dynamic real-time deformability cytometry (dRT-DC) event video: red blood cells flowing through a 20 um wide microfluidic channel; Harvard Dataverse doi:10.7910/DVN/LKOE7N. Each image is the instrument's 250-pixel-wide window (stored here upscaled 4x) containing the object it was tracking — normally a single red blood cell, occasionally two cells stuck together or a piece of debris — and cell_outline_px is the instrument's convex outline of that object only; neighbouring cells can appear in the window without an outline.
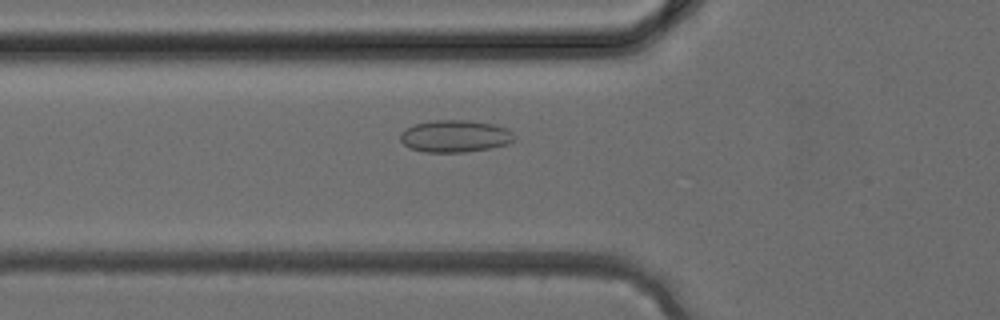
{"species": "common noctule bat (a hibernating species)", "species_latin": "Nyctalus noctula", "temperature_condition": "cold", "stored_images_in_passage": 38, "camera_frame_rate_fps": 3000, "um_per_image_px": 0.085, "animal": {"sex": "female", "body_mass_g": 24.6, "forearm_length_mm": 56.2}, "frame": {"image": 1, "passage_image": 14, "time_ms": 4.333, "image_size_px": [1000, 320], "cell_outline_px": [[516, 140], [508, 144], [488, 148], [464, 152], [424, 152], [408, 148], [400, 140], [400, 132], [404, 128], [412, 124], [432, 120], [472, 120], [492, 124], [508, 128], [512, 132]], "centroid_in_image_um": [38.65, 11.56], "position_along_channel_um": 87.2, "area_um2": 21.68}}
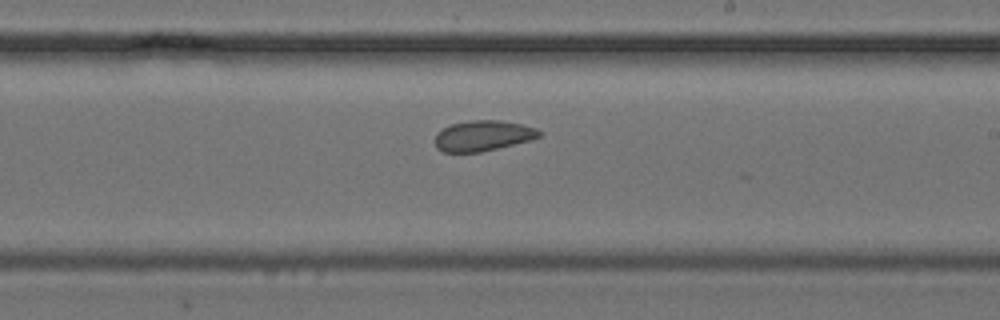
{"frame": {"image": 2, "passage_image": 23, "time_ms": 7.333, "image_size_px": [1000, 320], "cell_outline_px": [[544, 132], [540, 136], [532, 140], [480, 152], [444, 152], [436, 148], [436, 132], [452, 124], [468, 120], [500, 120], [520, 124], [536, 128]], "centroid_in_image_um": [41.07, 11.53], "position_along_channel_um": 247.9, "area_um2": 18.55}}
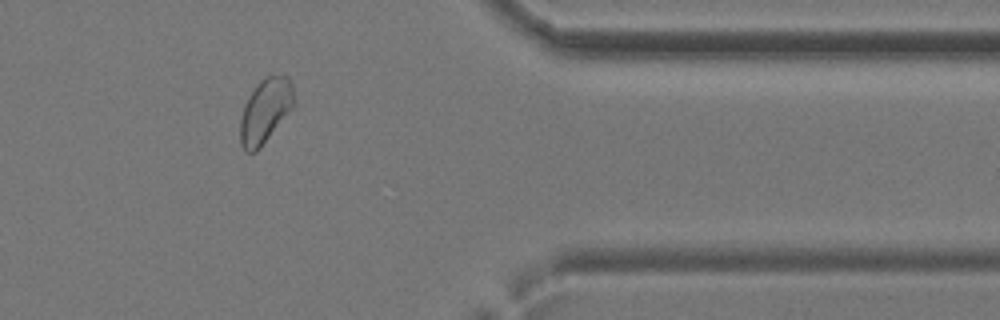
{"frame": {"image": 3, "passage_image": 32, "time_ms": 10.333, "image_size_px": [1000, 320], "cell_outline_px": [[296, 104], [260, 148], [256, 152], [244, 152], [240, 144], [240, 120], [244, 104], [248, 96], [260, 80], [264, 76], [288, 76], [292, 84]], "centroid_in_image_um": [22.55, 9.43], "position_along_channel_um": 388.9, "area_um2": 20.35}}